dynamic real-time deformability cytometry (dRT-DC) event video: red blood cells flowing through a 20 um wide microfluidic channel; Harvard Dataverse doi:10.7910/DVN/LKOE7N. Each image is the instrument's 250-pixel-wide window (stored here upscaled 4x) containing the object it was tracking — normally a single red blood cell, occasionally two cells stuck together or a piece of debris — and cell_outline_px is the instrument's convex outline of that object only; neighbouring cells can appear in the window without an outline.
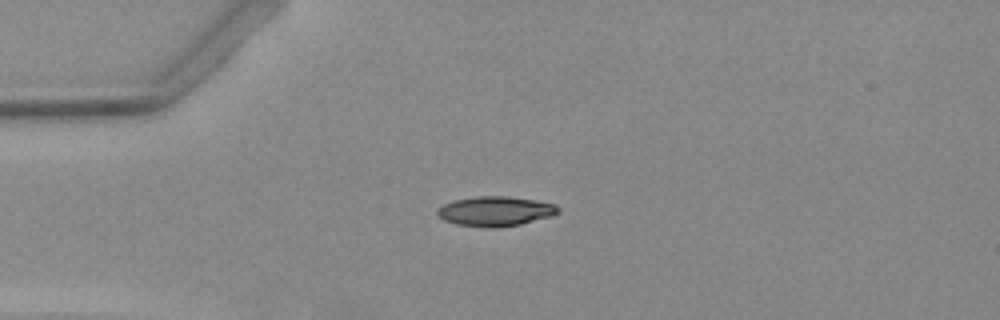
{"species": "Egyptian fruit bat (a non-hibernating species)", "species_latin": "Rousettus aegyptiacus", "temperature_condition": "warm", "stored_images_in_passage": 40, "camera_frame_rate_fps": 3000, "um_per_image_px": 0.085, "animal": {"sex": "female"}, "frame": {"image": 1, "passage_image": 1, "time_ms": 0.0, "image_size_px": [1000, 320], "cell_outline_px": [[560, 212], [552, 216], [520, 224], [496, 228], [484, 228], [456, 224], [444, 220], [436, 216], [436, 208], [452, 200], [476, 196], [508, 196], [536, 200], [556, 204], [560, 208]], "centroid_in_image_um": [42.08, 17.95], "position_along_channel_um": 42.9, "area_um2": 21.33}}
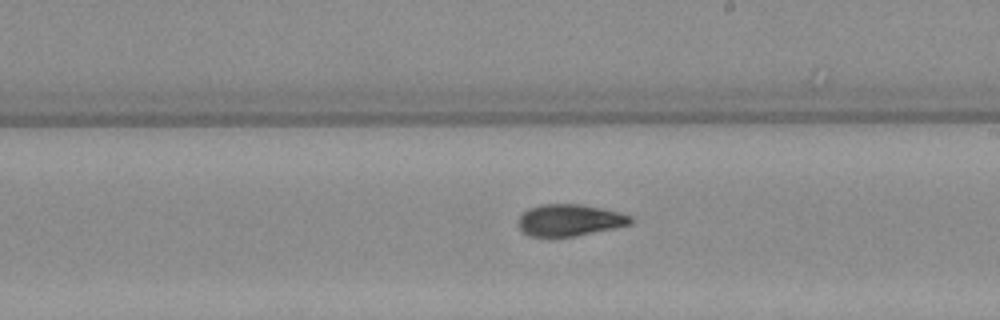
{"frame": {"image": 2, "passage_image": 18, "time_ms": 5.667, "image_size_px": [1000, 320], "cell_outline_px": [[632, 224], [616, 228], [576, 236], [528, 236], [520, 232], [516, 224], [516, 220], [528, 208], [540, 204], [580, 204], [600, 208], [632, 216]], "centroid_in_image_um": [48.35, 18.72], "position_along_channel_um": 240.6, "area_um2": 20.98}}
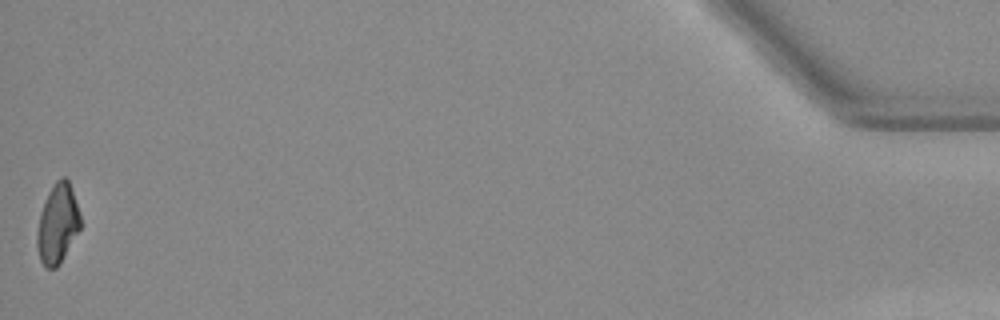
{"frame": {"image": 3, "passage_image": 40, "time_ms": 13.0, "image_size_px": [1000, 320], "cell_outline_px": [[80, 228], [60, 264], [56, 268], [48, 268], [40, 260], [36, 244], [36, 232], [40, 212], [48, 192], [56, 180], [60, 176], [64, 176], [68, 180], [80, 216]], "centroid_in_image_um": [4.86, 19.02], "position_along_channel_um": 430.3, "area_um2": 19.88}}